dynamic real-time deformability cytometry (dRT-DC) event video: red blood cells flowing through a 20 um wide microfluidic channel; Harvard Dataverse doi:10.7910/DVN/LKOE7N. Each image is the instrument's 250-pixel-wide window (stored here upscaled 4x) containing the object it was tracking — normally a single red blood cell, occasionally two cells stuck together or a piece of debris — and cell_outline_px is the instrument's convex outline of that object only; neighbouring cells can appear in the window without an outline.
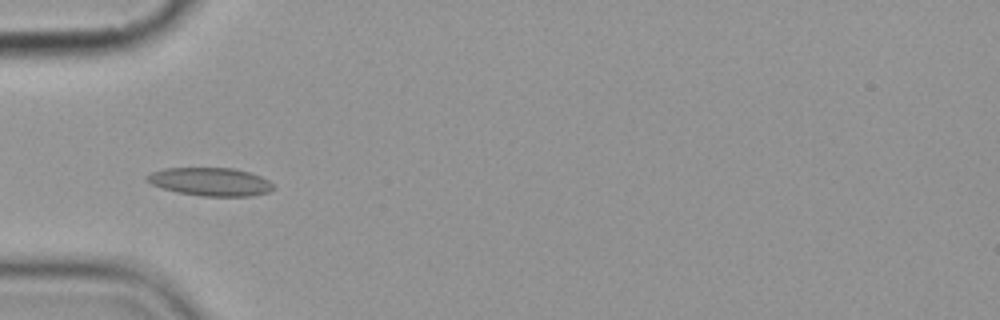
{"species": "common noctule bat (a hibernating species)", "species_latin": "Nyctalus noctula", "temperature_condition": "cold", "stored_images_in_passage": 7, "camera_frame_rate_fps": 3000, "um_per_image_px": 0.085, "animal": {"sex": "female", "body_mass_g": 19.9}, "frame": {"image": 1, "passage_image": 4, "time_ms": 4.333, "image_size_px": [1000, 320], "cell_outline_px": [[276, 188], [268, 192], [252, 196], [200, 196], [176, 192], [152, 184], [144, 180], [144, 176], [152, 172], [164, 168], [232, 168], [248, 172], [260, 176], [268, 180]], "centroid_in_image_um": [17.86, 15.45], "position_along_channel_um": 67.1, "area_um2": 20.81}}
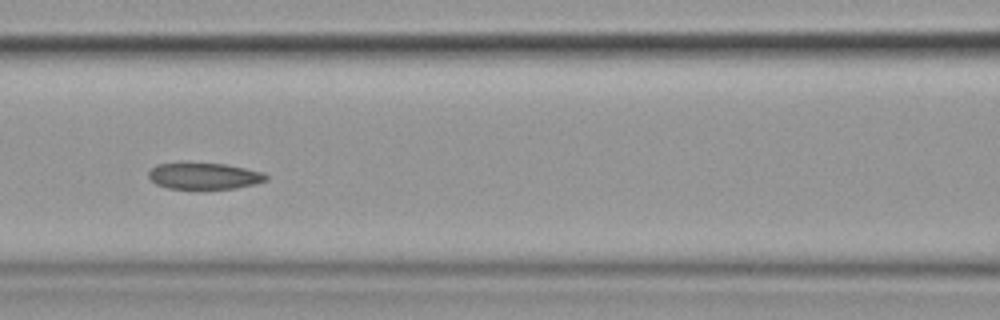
{"frame": {"image": 2, "passage_image": 6, "time_ms": 6.667, "image_size_px": [1000, 320], "cell_outline_px": [[268, 180], [256, 184], [236, 188], [168, 188], [156, 184], [148, 176], [148, 172], [156, 164], [224, 164], [264, 172], [268, 176]], "centroid_in_image_um": [17.4, 14.97], "position_along_channel_um": 149.2, "area_um2": 17.69}}
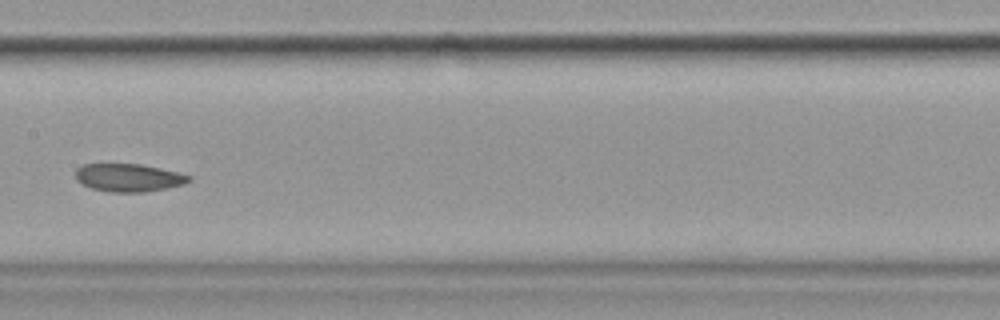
{"frame": {"image": 3, "passage_image": 7, "time_ms": 8.0, "image_size_px": [1000, 320], "cell_outline_px": [[192, 180], [184, 184], [144, 192], [108, 192], [92, 188], [80, 184], [76, 180], [76, 168], [84, 164], [140, 164], [160, 168], [192, 176]], "centroid_in_image_um": [10.9, 15.1], "position_along_channel_um": 196.5, "area_um2": 18.44}}